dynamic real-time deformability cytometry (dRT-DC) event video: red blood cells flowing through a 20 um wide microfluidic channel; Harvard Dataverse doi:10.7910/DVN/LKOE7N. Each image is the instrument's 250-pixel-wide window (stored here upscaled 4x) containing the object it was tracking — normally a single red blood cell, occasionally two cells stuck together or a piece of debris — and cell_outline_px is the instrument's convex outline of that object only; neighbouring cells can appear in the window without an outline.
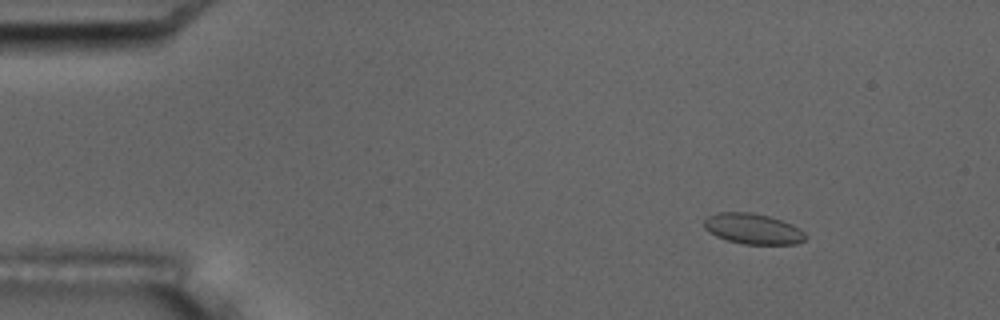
{"species": "common noctule bat (a hibernating species)", "species_latin": "Nyctalus noctula", "temperature_condition": "room temperature", "stored_images_in_passage": 6, "camera_frame_rate_fps": 3000, "um_per_image_px": 0.085, "animal": {"sex": "male", "body_mass_g": 17.5, "forearm_length_mm": 52.3}, "frame": {"image": 1, "passage_image": 3, "time_ms": 2.333, "image_size_px": [1000, 320], "cell_outline_px": [[808, 236], [804, 240], [796, 244], [744, 244], [728, 240], [716, 236], [708, 232], [704, 228], [704, 220], [708, 216], [716, 212], [752, 212], [768, 216], [792, 224], [800, 228]], "centroid_in_image_um": [63.99, 19.44], "position_along_channel_um": 21.0, "area_um2": 18.15}}